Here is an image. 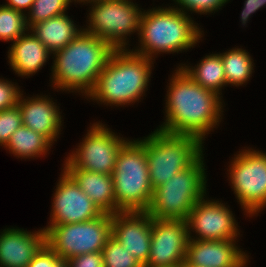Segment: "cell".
Returning a JSON list of instances; mask_svg holds the SVG:
<instances>
[{
	"instance_id": "11",
	"label": "cell",
	"mask_w": 266,
	"mask_h": 267,
	"mask_svg": "<svg viewBox=\"0 0 266 267\" xmlns=\"http://www.w3.org/2000/svg\"><path fill=\"white\" fill-rule=\"evenodd\" d=\"M79 148L66 158L64 168L84 169L112 175L117 155L127 142L102 123H94Z\"/></svg>"
},
{
	"instance_id": "13",
	"label": "cell",
	"mask_w": 266,
	"mask_h": 267,
	"mask_svg": "<svg viewBox=\"0 0 266 267\" xmlns=\"http://www.w3.org/2000/svg\"><path fill=\"white\" fill-rule=\"evenodd\" d=\"M189 239L193 240H235L238 232L232 211L219 201L200 199L185 220ZM190 230L199 237L192 238Z\"/></svg>"
},
{
	"instance_id": "10",
	"label": "cell",
	"mask_w": 266,
	"mask_h": 267,
	"mask_svg": "<svg viewBox=\"0 0 266 267\" xmlns=\"http://www.w3.org/2000/svg\"><path fill=\"white\" fill-rule=\"evenodd\" d=\"M229 174L238 202L249 216L266 206V153L244 149L233 158Z\"/></svg>"
},
{
	"instance_id": "7",
	"label": "cell",
	"mask_w": 266,
	"mask_h": 267,
	"mask_svg": "<svg viewBox=\"0 0 266 267\" xmlns=\"http://www.w3.org/2000/svg\"><path fill=\"white\" fill-rule=\"evenodd\" d=\"M203 142L191 135L155 130L146 137V156L152 189L190 167L203 153Z\"/></svg>"
},
{
	"instance_id": "25",
	"label": "cell",
	"mask_w": 266,
	"mask_h": 267,
	"mask_svg": "<svg viewBox=\"0 0 266 267\" xmlns=\"http://www.w3.org/2000/svg\"><path fill=\"white\" fill-rule=\"evenodd\" d=\"M26 15L5 5H0V39L15 41L29 31Z\"/></svg>"
},
{
	"instance_id": "2",
	"label": "cell",
	"mask_w": 266,
	"mask_h": 267,
	"mask_svg": "<svg viewBox=\"0 0 266 267\" xmlns=\"http://www.w3.org/2000/svg\"><path fill=\"white\" fill-rule=\"evenodd\" d=\"M113 51L107 42L82 30L64 48L53 53L54 88L81 91L88 96Z\"/></svg>"
},
{
	"instance_id": "18",
	"label": "cell",
	"mask_w": 266,
	"mask_h": 267,
	"mask_svg": "<svg viewBox=\"0 0 266 267\" xmlns=\"http://www.w3.org/2000/svg\"><path fill=\"white\" fill-rule=\"evenodd\" d=\"M20 95L18 106L22 115V125L45 136L51 143L56 141L60 133L63 120L59 107L50 98L43 96L22 98Z\"/></svg>"
},
{
	"instance_id": "26",
	"label": "cell",
	"mask_w": 266,
	"mask_h": 267,
	"mask_svg": "<svg viewBox=\"0 0 266 267\" xmlns=\"http://www.w3.org/2000/svg\"><path fill=\"white\" fill-rule=\"evenodd\" d=\"M72 1L74 0H34L26 16L28 28L30 29L33 25L49 18L64 14Z\"/></svg>"
},
{
	"instance_id": "19",
	"label": "cell",
	"mask_w": 266,
	"mask_h": 267,
	"mask_svg": "<svg viewBox=\"0 0 266 267\" xmlns=\"http://www.w3.org/2000/svg\"><path fill=\"white\" fill-rule=\"evenodd\" d=\"M103 213H117L112 175L77 168H63Z\"/></svg>"
},
{
	"instance_id": "27",
	"label": "cell",
	"mask_w": 266,
	"mask_h": 267,
	"mask_svg": "<svg viewBox=\"0 0 266 267\" xmlns=\"http://www.w3.org/2000/svg\"><path fill=\"white\" fill-rule=\"evenodd\" d=\"M104 267H143L121 243L112 236L101 251Z\"/></svg>"
},
{
	"instance_id": "28",
	"label": "cell",
	"mask_w": 266,
	"mask_h": 267,
	"mask_svg": "<svg viewBox=\"0 0 266 267\" xmlns=\"http://www.w3.org/2000/svg\"><path fill=\"white\" fill-rule=\"evenodd\" d=\"M21 125L22 115L18 105L0 111V145L5 146Z\"/></svg>"
},
{
	"instance_id": "4",
	"label": "cell",
	"mask_w": 266,
	"mask_h": 267,
	"mask_svg": "<svg viewBox=\"0 0 266 267\" xmlns=\"http://www.w3.org/2000/svg\"><path fill=\"white\" fill-rule=\"evenodd\" d=\"M152 9L142 13L138 33L141 48L134 53L154 60L155 54L182 52L199 42L203 31L186 15L187 12L175 7Z\"/></svg>"
},
{
	"instance_id": "35",
	"label": "cell",
	"mask_w": 266,
	"mask_h": 267,
	"mask_svg": "<svg viewBox=\"0 0 266 267\" xmlns=\"http://www.w3.org/2000/svg\"><path fill=\"white\" fill-rule=\"evenodd\" d=\"M181 267H195L191 264H188L186 261H184L182 264H181Z\"/></svg>"
},
{
	"instance_id": "36",
	"label": "cell",
	"mask_w": 266,
	"mask_h": 267,
	"mask_svg": "<svg viewBox=\"0 0 266 267\" xmlns=\"http://www.w3.org/2000/svg\"><path fill=\"white\" fill-rule=\"evenodd\" d=\"M75 2H79V3H82V2H86L88 0H74Z\"/></svg>"
},
{
	"instance_id": "5",
	"label": "cell",
	"mask_w": 266,
	"mask_h": 267,
	"mask_svg": "<svg viewBox=\"0 0 266 267\" xmlns=\"http://www.w3.org/2000/svg\"><path fill=\"white\" fill-rule=\"evenodd\" d=\"M117 212L147 211L153 189L149 180L145 139L121 147L112 173Z\"/></svg>"
},
{
	"instance_id": "31",
	"label": "cell",
	"mask_w": 266,
	"mask_h": 267,
	"mask_svg": "<svg viewBox=\"0 0 266 267\" xmlns=\"http://www.w3.org/2000/svg\"><path fill=\"white\" fill-rule=\"evenodd\" d=\"M15 85L11 81L0 79V111L18 105L22 93Z\"/></svg>"
},
{
	"instance_id": "1",
	"label": "cell",
	"mask_w": 266,
	"mask_h": 267,
	"mask_svg": "<svg viewBox=\"0 0 266 267\" xmlns=\"http://www.w3.org/2000/svg\"><path fill=\"white\" fill-rule=\"evenodd\" d=\"M175 71L167 91L166 120L158 130L191 135L203 142L221 122V97L194 82L181 67Z\"/></svg>"
},
{
	"instance_id": "15",
	"label": "cell",
	"mask_w": 266,
	"mask_h": 267,
	"mask_svg": "<svg viewBox=\"0 0 266 267\" xmlns=\"http://www.w3.org/2000/svg\"><path fill=\"white\" fill-rule=\"evenodd\" d=\"M112 237L144 267L151 245V216L146 211L112 214Z\"/></svg>"
},
{
	"instance_id": "29",
	"label": "cell",
	"mask_w": 266,
	"mask_h": 267,
	"mask_svg": "<svg viewBox=\"0 0 266 267\" xmlns=\"http://www.w3.org/2000/svg\"><path fill=\"white\" fill-rule=\"evenodd\" d=\"M180 6L176 8L182 12L193 11L200 14L215 13L229 0H174ZM182 7V8H181ZM185 9V10H184Z\"/></svg>"
},
{
	"instance_id": "24",
	"label": "cell",
	"mask_w": 266,
	"mask_h": 267,
	"mask_svg": "<svg viewBox=\"0 0 266 267\" xmlns=\"http://www.w3.org/2000/svg\"><path fill=\"white\" fill-rule=\"evenodd\" d=\"M220 55L227 85L239 86L249 81L254 65L246 50L233 48Z\"/></svg>"
},
{
	"instance_id": "23",
	"label": "cell",
	"mask_w": 266,
	"mask_h": 267,
	"mask_svg": "<svg viewBox=\"0 0 266 267\" xmlns=\"http://www.w3.org/2000/svg\"><path fill=\"white\" fill-rule=\"evenodd\" d=\"M52 143L43 135L21 125L4 146L17 157L34 158L45 155Z\"/></svg>"
},
{
	"instance_id": "30",
	"label": "cell",
	"mask_w": 266,
	"mask_h": 267,
	"mask_svg": "<svg viewBox=\"0 0 266 267\" xmlns=\"http://www.w3.org/2000/svg\"><path fill=\"white\" fill-rule=\"evenodd\" d=\"M27 267H69L68 260L61 259L47 244L33 257Z\"/></svg>"
},
{
	"instance_id": "9",
	"label": "cell",
	"mask_w": 266,
	"mask_h": 267,
	"mask_svg": "<svg viewBox=\"0 0 266 267\" xmlns=\"http://www.w3.org/2000/svg\"><path fill=\"white\" fill-rule=\"evenodd\" d=\"M92 3L89 25L83 30L107 42L114 50H124L126 37L140 30L142 16L138 5L130 0H88Z\"/></svg>"
},
{
	"instance_id": "6",
	"label": "cell",
	"mask_w": 266,
	"mask_h": 267,
	"mask_svg": "<svg viewBox=\"0 0 266 267\" xmlns=\"http://www.w3.org/2000/svg\"><path fill=\"white\" fill-rule=\"evenodd\" d=\"M203 154L188 168L153 190L147 213L156 219L186 220L194 205L206 194Z\"/></svg>"
},
{
	"instance_id": "20",
	"label": "cell",
	"mask_w": 266,
	"mask_h": 267,
	"mask_svg": "<svg viewBox=\"0 0 266 267\" xmlns=\"http://www.w3.org/2000/svg\"><path fill=\"white\" fill-rule=\"evenodd\" d=\"M51 54L33 34H24L13 42L8 51L10 66L18 76H30L43 67Z\"/></svg>"
},
{
	"instance_id": "21",
	"label": "cell",
	"mask_w": 266,
	"mask_h": 267,
	"mask_svg": "<svg viewBox=\"0 0 266 267\" xmlns=\"http://www.w3.org/2000/svg\"><path fill=\"white\" fill-rule=\"evenodd\" d=\"M68 15L61 14L33 25L32 32L52 54L69 44L81 32Z\"/></svg>"
},
{
	"instance_id": "12",
	"label": "cell",
	"mask_w": 266,
	"mask_h": 267,
	"mask_svg": "<svg viewBox=\"0 0 266 267\" xmlns=\"http://www.w3.org/2000/svg\"><path fill=\"white\" fill-rule=\"evenodd\" d=\"M189 240L185 220L151 217V245L144 267H170L185 261Z\"/></svg>"
},
{
	"instance_id": "8",
	"label": "cell",
	"mask_w": 266,
	"mask_h": 267,
	"mask_svg": "<svg viewBox=\"0 0 266 267\" xmlns=\"http://www.w3.org/2000/svg\"><path fill=\"white\" fill-rule=\"evenodd\" d=\"M46 244L61 258L69 260L85 253L101 252L112 236V214L103 213L96 219L43 228Z\"/></svg>"
},
{
	"instance_id": "3",
	"label": "cell",
	"mask_w": 266,
	"mask_h": 267,
	"mask_svg": "<svg viewBox=\"0 0 266 267\" xmlns=\"http://www.w3.org/2000/svg\"><path fill=\"white\" fill-rule=\"evenodd\" d=\"M152 64L151 59L133 50H114L87 97L115 106L139 101L147 89Z\"/></svg>"
},
{
	"instance_id": "17",
	"label": "cell",
	"mask_w": 266,
	"mask_h": 267,
	"mask_svg": "<svg viewBox=\"0 0 266 267\" xmlns=\"http://www.w3.org/2000/svg\"><path fill=\"white\" fill-rule=\"evenodd\" d=\"M45 244L44 229L37 232L4 229L0 235V267H27Z\"/></svg>"
},
{
	"instance_id": "14",
	"label": "cell",
	"mask_w": 266,
	"mask_h": 267,
	"mask_svg": "<svg viewBox=\"0 0 266 267\" xmlns=\"http://www.w3.org/2000/svg\"><path fill=\"white\" fill-rule=\"evenodd\" d=\"M53 195L50 225L87 222L103 214L100 208L63 170Z\"/></svg>"
},
{
	"instance_id": "37",
	"label": "cell",
	"mask_w": 266,
	"mask_h": 267,
	"mask_svg": "<svg viewBox=\"0 0 266 267\" xmlns=\"http://www.w3.org/2000/svg\"><path fill=\"white\" fill-rule=\"evenodd\" d=\"M170 267H181V265H175V266H170Z\"/></svg>"
},
{
	"instance_id": "16",
	"label": "cell",
	"mask_w": 266,
	"mask_h": 267,
	"mask_svg": "<svg viewBox=\"0 0 266 267\" xmlns=\"http://www.w3.org/2000/svg\"><path fill=\"white\" fill-rule=\"evenodd\" d=\"M234 242L189 239L185 261L195 267H245L248 256Z\"/></svg>"
},
{
	"instance_id": "33",
	"label": "cell",
	"mask_w": 266,
	"mask_h": 267,
	"mask_svg": "<svg viewBox=\"0 0 266 267\" xmlns=\"http://www.w3.org/2000/svg\"><path fill=\"white\" fill-rule=\"evenodd\" d=\"M241 13L242 24L245 25L249 16L266 5V0H246Z\"/></svg>"
},
{
	"instance_id": "22",
	"label": "cell",
	"mask_w": 266,
	"mask_h": 267,
	"mask_svg": "<svg viewBox=\"0 0 266 267\" xmlns=\"http://www.w3.org/2000/svg\"><path fill=\"white\" fill-rule=\"evenodd\" d=\"M181 68L194 82L218 95H221V88L227 85L220 54L206 55L194 69L182 65Z\"/></svg>"
},
{
	"instance_id": "32",
	"label": "cell",
	"mask_w": 266,
	"mask_h": 267,
	"mask_svg": "<svg viewBox=\"0 0 266 267\" xmlns=\"http://www.w3.org/2000/svg\"><path fill=\"white\" fill-rule=\"evenodd\" d=\"M69 267H104L101 252L85 253L68 260Z\"/></svg>"
},
{
	"instance_id": "34",
	"label": "cell",
	"mask_w": 266,
	"mask_h": 267,
	"mask_svg": "<svg viewBox=\"0 0 266 267\" xmlns=\"http://www.w3.org/2000/svg\"><path fill=\"white\" fill-rule=\"evenodd\" d=\"M7 4L5 6H8L10 8H13L15 10H18L20 12H23L24 9L30 10L32 7V4L34 3V0H7Z\"/></svg>"
}]
</instances>
